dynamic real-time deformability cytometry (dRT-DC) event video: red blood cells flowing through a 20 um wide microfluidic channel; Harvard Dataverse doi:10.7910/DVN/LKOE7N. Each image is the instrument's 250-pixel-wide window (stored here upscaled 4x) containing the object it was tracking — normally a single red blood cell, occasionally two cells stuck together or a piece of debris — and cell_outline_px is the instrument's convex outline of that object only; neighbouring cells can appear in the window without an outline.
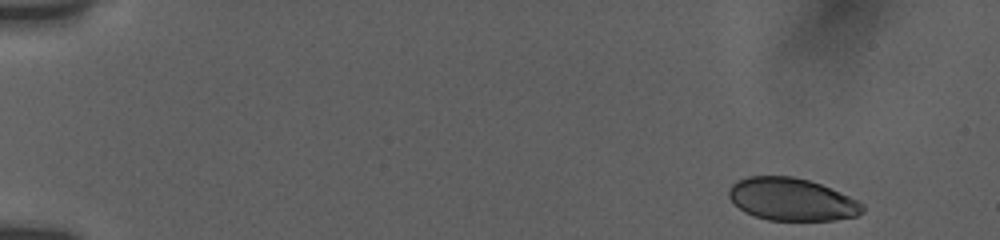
{"species": "human", "species_latin": "Homo sapiens", "temperature_condition": "room temperature", "stored_images_in_passage": 28, "camera_frame_rate_fps": 3000, "um_per_image_px": 0.085, "donor": {"sex": "female"}, "frame": {"image": 1, "passage_image": 1, "time_ms": 0.0, "image_size_px": [1000, 240], "cell_outline_px": [[864, 212], [856, 216], [832, 220], [768, 220], [744, 212], [728, 196], [728, 188], [732, 184], [748, 176], [792, 176], [808, 180], [820, 184], [840, 192], [864, 204]], "centroid_in_image_um": [67.3, 16.95], "position_along_channel_um": 17.7, "area_um2": 32.95}}
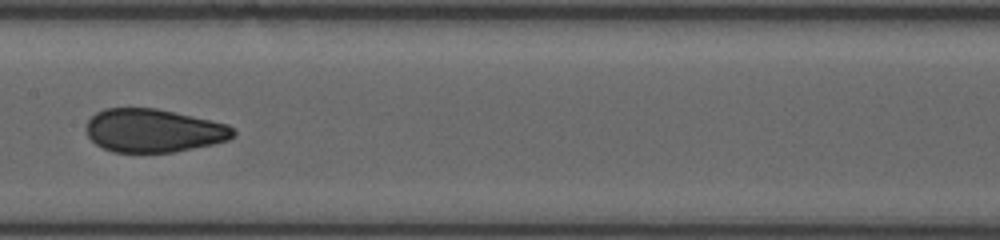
{"frame": {"image": 2, "passage_image": 11, "time_ms": 8.333, "image_size_px": [1000, 240], "cell_outline_px": [[236, 136], [228, 140], [212, 144], [172, 152], [112, 152], [96, 144], [88, 136], [88, 120], [96, 112], [104, 108], [156, 108], [212, 120], [228, 124], [236, 132]], "centroid_in_image_um": [13.08, 11.09], "position_along_channel_um": 194.3, "area_um2": 36.99}}
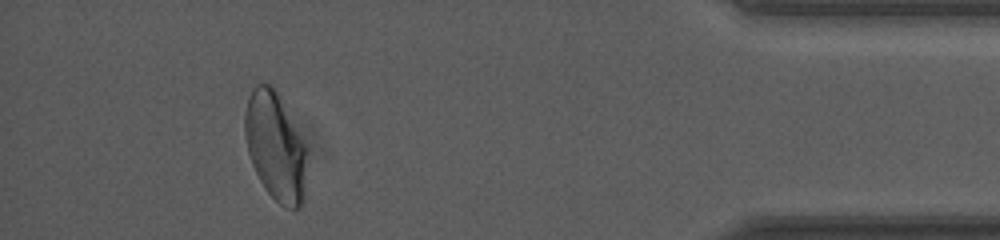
{"frame": {"image": 3, "passage_image": 25, "time_ms": 15.333, "image_size_px": [1000, 240], "cell_outline_px": [[308, 148], [304, 200], [300, 208], [284, 208], [264, 188], [252, 164], [248, 152], [244, 136], [244, 112], [248, 96], [252, 88], [256, 84], [272, 84], [276, 88]], "centroid_in_image_um": [23.42, 12.43], "position_along_channel_um": 411.8, "area_um2": 39.94}}